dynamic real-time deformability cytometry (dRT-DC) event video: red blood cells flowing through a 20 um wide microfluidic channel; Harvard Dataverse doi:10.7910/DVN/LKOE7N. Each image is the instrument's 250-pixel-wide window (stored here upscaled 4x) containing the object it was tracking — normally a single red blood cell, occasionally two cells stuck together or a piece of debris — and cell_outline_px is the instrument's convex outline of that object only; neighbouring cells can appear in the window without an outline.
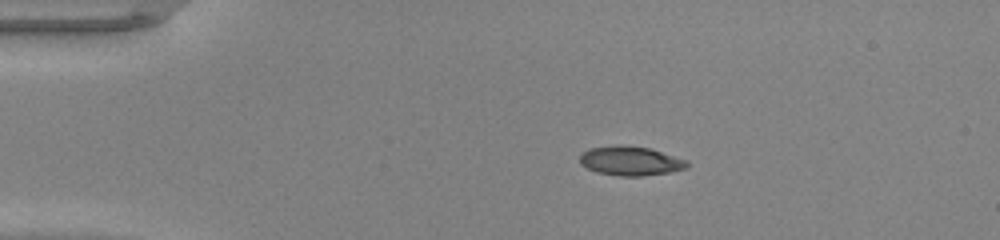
{"species": "common noctule bat (a hibernating species)", "species_latin": "Nyctalus noctula", "temperature_condition": "warm", "stored_images_in_passage": 47, "camera_frame_rate_fps": 3000, "um_per_image_px": 0.085, "animal": {"sex": "male", "body_mass_g": 20.0, "forearm_length_mm": 53.3}, "frame": {"image": 1, "passage_image": 9, "time_ms": 2.667, "image_size_px": [1000, 240], "cell_outline_px": [[688, 168], [668, 172], [640, 176], [620, 176], [596, 172], [580, 164], [580, 156], [588, 148], [616, 144], [620, 144], [652, 148], [688, 160]], "centroid_in_image_um": [53.6, 13.66], "position_along_channel_um": 31.4, "area_um2": 18.5}}
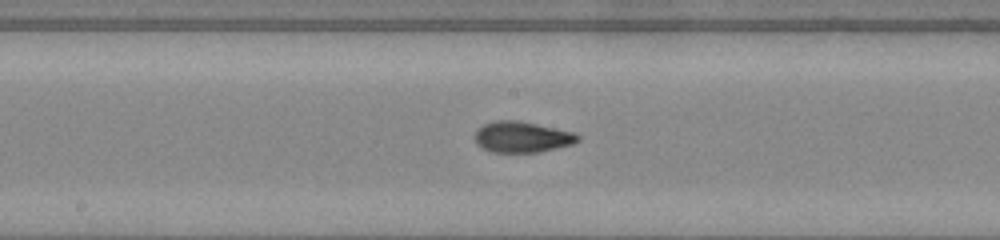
{"frame": {"image": 2, "passage_image": 25, "time_ms": 8.0, "image_size_px": [1000, 240], "cell_outline_px": [[580, 140], [572, 144], [556, 148], [536, 152], [492, 152], [476, 144], [472, 136], [476, 128], [484, 124], [496, 120], [516, 120], [576, 132], [580, 136]], "centroid_in_image_um": [44.34, 11.63], "position_along_channel_um": 203.9, "area_um2": 18.73}}
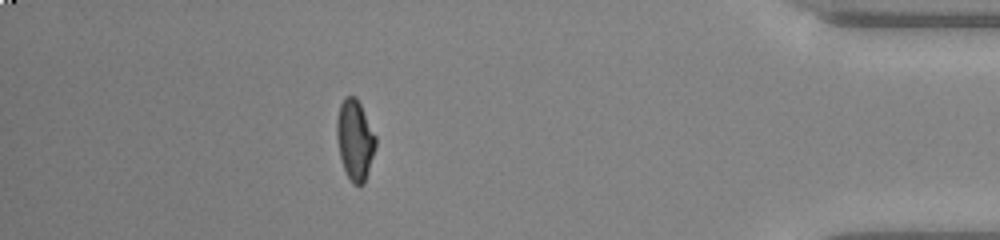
{"frame": {"image": 3, "passage_image": 42, "time_ms": 13.667, "image_size_px": [1000, 240], "cell_outline_px": [[376, 148], [364, 184], [352, 184], [344, 168], [340, 156], [336, 136], [336, 120], [340, 104], [344, 96], [356, 96], [376, 136]], "centroid_in_image_um": [30.17, 11.87], "position_along_channel_um": 405.0, "area_um2": 18.21}, "authors_computed_cell_mechanics": {"area_um2": 18.1492, "velocity_mm_per_s": 4.329, "shape_relaxation_time_tau1_ms": null, "shape_relaxation_time_tau2_ms": 1.1468, "deformation_change_tau1": null, "deformation_change_tau2": 0.0698}}